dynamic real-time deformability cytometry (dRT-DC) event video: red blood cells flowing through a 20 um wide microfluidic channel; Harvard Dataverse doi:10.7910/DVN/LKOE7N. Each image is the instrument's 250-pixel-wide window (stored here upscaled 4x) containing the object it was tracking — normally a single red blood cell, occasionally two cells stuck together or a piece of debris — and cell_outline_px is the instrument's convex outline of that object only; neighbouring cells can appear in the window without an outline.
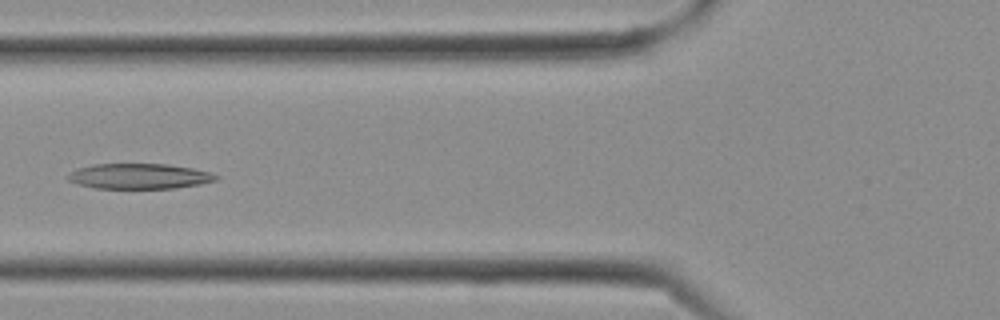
{"species": "Egyptian fruit bat (a non-hibernating species)", "species_latin": "Rousettus aegyptiacus", "temperature_condition": "cold", "stored_images_in_passage": 9, "camera_frame_rate_fps": 3000, "um_per_image_px": 0.085, "frame": {"image": 1, "passage_image": 8, "time_ms": 2.333, "image_size_px": [1000, 320], "cell_outline_px": [[220, 176], [216, 180], [200, 184], [176, 188], [96, 188], [80, 184], [68, 180], [68, 176], [76, 168], [92, 164], [168, 164], [192, 168], [208, 172]], "centroid_in_image_um": [11.85, 14.97], "position_along_channel_um": 113.9, "area_um2": 21.68}}